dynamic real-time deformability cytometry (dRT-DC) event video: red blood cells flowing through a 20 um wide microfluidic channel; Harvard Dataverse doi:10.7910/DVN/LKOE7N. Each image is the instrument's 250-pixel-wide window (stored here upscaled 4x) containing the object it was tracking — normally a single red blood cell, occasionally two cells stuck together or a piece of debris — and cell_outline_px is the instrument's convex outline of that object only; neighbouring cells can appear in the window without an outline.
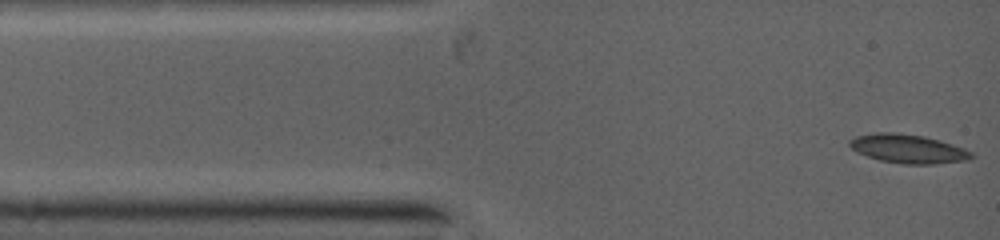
{"species": "common noctule bat (a hibernating species)", "species_latin": "Nyctalus noctula", "temperature_condition": "warm", "stored_images_in_passage": 40, "camera_frame_rate_fps": 5000, "um_per_image_px": 0.085, "animal": {"sex": "female", "body_mass_g": 19.0, "forearm_length_mm": 53.3}, "frame": {"image": 1, "passage_image": 1, "time_ms": 0.0, "image_size_px": [1000, 240], "cell_outline_px": [[972, 156], [964, 160], [932, 164], [908, 164], [880, 160], [868, 156], [852, 148], [848, 144], [856, 136], [880, 132], [888, 132], [924, 136], [972, 152]], "centroid_in_image_um": [77.14, 12.65], "position_along_channel_um": 7.9, "area_um2": 19.54}}
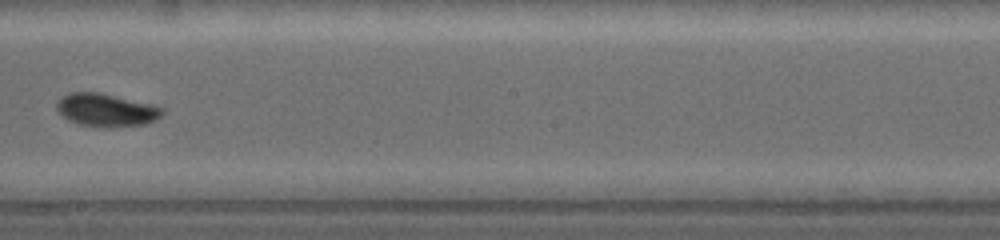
{"frame": {"image": 2, "passage_image": 20, "time_ms": 6.4, "image_size_px": [1000, 240], "cell_outline_px": [[160, 116], [144, 124], [80, 124], [68, 120], [56, 108], [60, 100], [64, 96], [72, 92], [96, 92], [160, 108]], "centroid_in_image_um": [8.91, 9.32], "position_along_channel_um": 239.3, "area_um2": 18.21}}
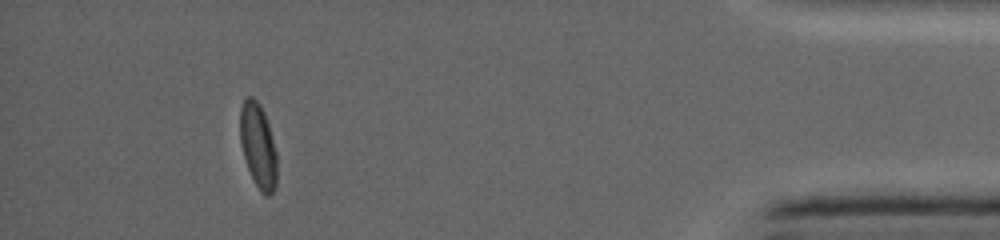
{"frame": {"image": 3, "passage_image": 34, "time_ms": 11.8, "image_size_px": [1000, 240], "cell_outline_px": [[276, 188], [268, 196], [256, 184], [248, 168], [244, 156], [240, 140], [240, 108], [244, 100], [248, 96], [252, 96], [260, 104], [264, 112], [268, 124], [276, 152]], "centroid_in_image_um": [21.93, 12.33], "position_along_channel_um": 413.3, "area_um2": 17.8}}